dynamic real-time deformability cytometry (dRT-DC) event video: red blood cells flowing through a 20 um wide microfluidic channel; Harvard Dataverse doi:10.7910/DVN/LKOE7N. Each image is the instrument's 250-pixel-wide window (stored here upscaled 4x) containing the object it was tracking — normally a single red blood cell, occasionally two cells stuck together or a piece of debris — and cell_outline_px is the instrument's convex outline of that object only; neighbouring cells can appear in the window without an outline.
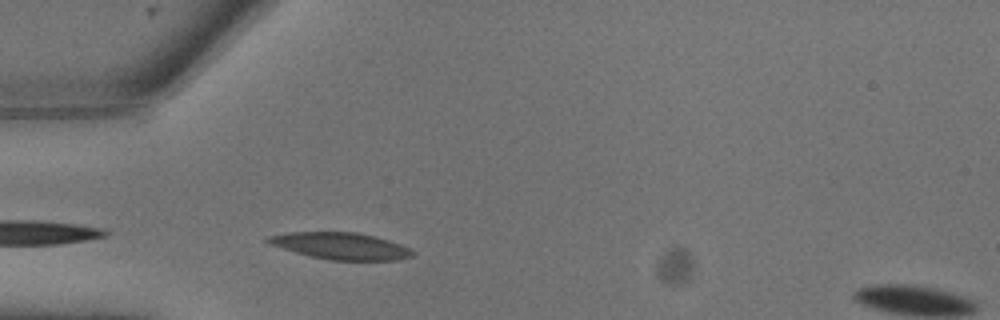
{"species": "common noctule bat (a hibernating species)", "species_latin": "Nyctalus noctula", "temperature_condition": "warm", "stored_images_in_passage": 16, "camera_frame_rate_fps": 3000, "um_per_image_px": 0.085, "animal": {"sex": "male", "body_mass_g": 13.3}, "frame": {"image": 1, "passage_image": 3, "time_ms": 0.667, "image_size_px": [1000, 320], "cell_outline_px": [[416, 252], [412, 256], [400, 260], [328, 260], [296, 252], [272, 244], [264, 240], [268, 236], [288, 232], [356, 232], [388, 240], [400, 244]], "centroid_in_image_um": [28.99, 20.9], "position_along_channel_um": 56.0, "area_um2": 22.25}}
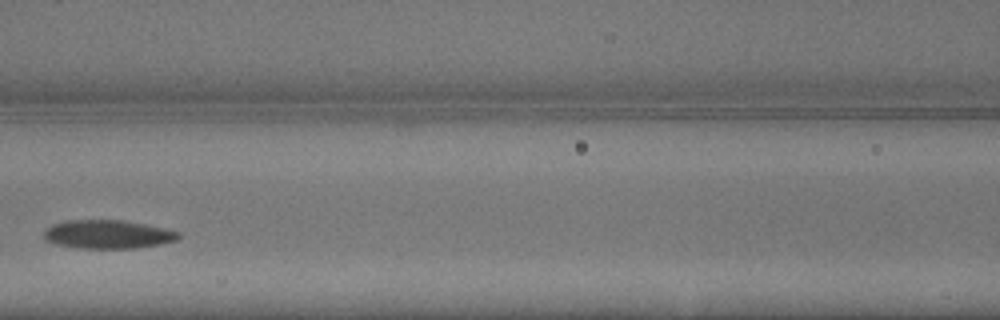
{"frame": {"image": 2, "passage_image": 7, "time_ms": 2.0, "image_size_px": [1000, 320], "cell_outline_px": [[180, 236], [176, 240], [160, 244], [136, 248], [80, 248], [56, 244], [44, 240], [44, 232], [52, 224], [68, 220], [124, 220], [164, 228], [180, 232]], "centroid_in_image_um": [9.16, 19.91], "position_along_channel_um": 157.4, "area_um2": 22.31}}
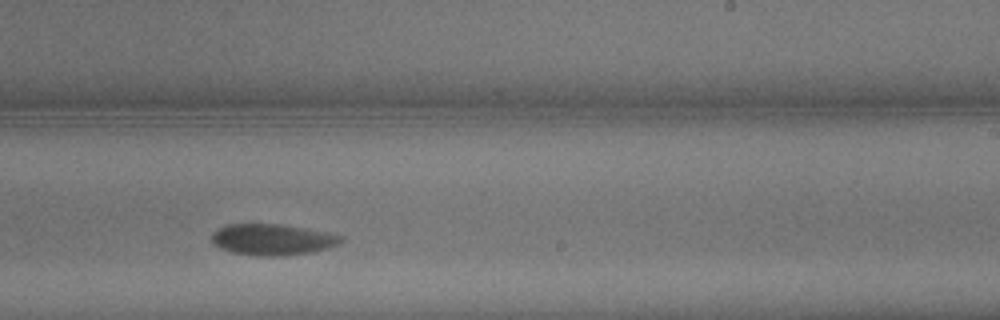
{"frame": {"image": 3, "passage_image": 11, "time_ms": 3.333, "image_size_px": [1000, 320], "cell_outline_px": [[344, 240], [328, 248], [312, 252], [272, 256], [268, 256], [232, 252], [220, 248], [212, 244], [212, 232], [216, 228], [228, 224], [284, 224], [344, 236]], "centroid_in_image_um": [23.12, 20.34], "position_along_channel_um": 265.9, "area_um2": 23.29}}